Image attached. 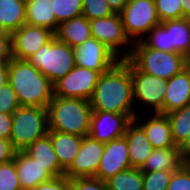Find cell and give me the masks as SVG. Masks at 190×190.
I'll list each match as a JSON object with an SVG mask.
<instances>
[{
  "label": "cell",
  "instance_id": "obj_1",
  "mask_svg": "<svg viewBox=\"0 0 190 190\" xmlns=\"http://www.w3.org/2000/svg\"><path fill=\"white\" fill-rule=\"evenodd\" d=\"M89 101L92 111L135 114L128 59L118 61L100 75Z\"/></svg>",
  "mask_w": 190,
  "mask_h": 190
},
{
  "label": "cell",
  "instance_id": "obj_2",
  "mask_svg": "<svg viewBox=\"0 0 190 190\" xmlns=\"http://www.w3.org/2000/svg\"><path fill=\"white\" fill-rule=\"evenodd\" d=\"M8 83L20 106L47 108L54 96V86L28 60L12 59L8 65Z\"/></svg>",
  "mask_w": 190,
  "mask_h": 190
},
{
  "label": "cell",
  "instance_id": "obj_3",
  "mask_svg": "<svg viewBox=\"0 0 190 190\" xmlns=\"http://www.w3.org/2000/svg\"><path fill=\"white\" fill-rule=\"evenodd\" d=\"M49 131L81 137L90 130L92 107L89 100L53 96L47 107Z\"/></svg>",
  "mask_w": 190,
  "mask_h": 190
},
{
  "label": "cell",
  "instance_id": "obj_4",
  "mask_svg": "<svg viewBox=\"0 0 190 190\" xmlns=\"http://www.w3.org/2000/svg\"><path fill=\"white\" fill-rule=\"evenodd\" d=\"M128 60L141 72L169 80L186 68V58L178 52H166L133 43Z\"/></svg>",
  "mask_w": 190,
  "mask_h": 190
},
{
  "label": "cell",
  "instance_id": "obj_5",
  "mask_svg": "<svg viewBox=\"0 0 190 190\" xmlns=\"http://www.w3.org/2000/svg\"><path fill=\"white\" fill-rule=\"evenodd\" d=\"M28 61L54 85L74 68V48L58 41L54 36Z\"/></svg>",
  "mask_w": 190,
  "mask_h": 190
},
{
  "label": "cell",
  "instance_id": "obj_6",
  "mask_svg": "<svg viewBox=\"0 0 190 190\" xmlns=\"http://www.w3.org/2000/svg\"><path fill=\"white\" fill-rule=\"evenodd\" d=\"M146 47L186 56L190 51V19L167 20L153 26L140 40Z\"/></svg>",
  "mask_w": 190,
  "mask_h": 190
},
{
  "label": "cell",
  "instance_id": "obj_7",
  "mask_svg": "<svg viewBox=\"0 0 190 190\" xmlns=\"http://www.w3.org/2000/svg\"><path fill=\"white\" fill-rule=\"evenodd\" d=\"M48 131L47 108L19 106L12 114L10 140L18 151L46 136Z\"/></svg>",
  "mask_w": 190,
  "mask_h": 190
},
{
  "label": "cell",
  "instance_id": "obj_8",
  "mask_svg": "<svg viewBox=\"0 0 190 190\" xmlns=\"http://www.w3.org/2000/svg\"><path fill=\"white\" fill-rule=\"evenodd\" d=\"M129 69L132 79L133 100L139 103H134L136 104L134 106L136 108L135 116L141 114L138 109H141L142 105L146 107L145 113H148V109L151 108L152 110L149 112L163 114L167 80L139 71L130 61Z\"/></svg>",
  "mask_w": 190,
  "mask_h": 190
},
{
  "label": "cell",
  "instance_id": "obj_9",
  "mask_svg": "<svg viewBox=\"0 0 190 190\" xmlns=\"http://www.w3.org/2000/svg\"><path fill=\"white\" fill-rule=\"evenodd\" d=\"M119 14L132 43L140 41L153 26L161 23L154 0H129Z\"/></svg>",
  "mask_w": 190,
  "mask_h": 190
},
{
  "label": "cell",
  "instance_id": "obj_10",
  "mask_svg": "<svg viewBox=\"0 0 190 190\" xmlns=\"http://www.w3.org/2000/svg\"><path fill=\"white\" fill-rule=\"evenodd\" d=\"M89 23L91 37H94L99 42H102L120 60L129 58L132 52L133 43L129 40L124 32L119 13H114L105 18L89 20ZM124 46L126 48H124Z\"/></svg>",
  "mask_w": 190,
  "mask_h": 190
},
{
  "label": "cell",
  "instance_id": "obj_11",
  "mask_svg": "<svg viewBox=\"0 0 190 190\" xmlns=\"http://www.w3.org/2000/svg\"><path fill=\"white\" fill-rule=\"evenodd\" d=\"M100 73L79 66L68 72L54 86V96L90 100Z\"/></svg>",
  "mask_w": 190,
  "mask_h": 190
},
{
  "label": "cell",
  "instance_id": "obj_12",
  "mask_svg": "<svg viewBox=\"0 0 190 190\" xmlns=\"http://www.w3.org/2000/svg\"><path fill=\"white\" fill-rule=\"evenodd\" d=\"M135 114H119L105 111H92L89 136L102 143L123 137Z\"/></svg>",
  "mask_w": 190,
  "mask_h": 190
},
{
  "label": "cell",
  "instance_id": "obj_13",
  "mask_svg": "<svg viewBox=\"0 0 190 190\" xmlns=\"http://www.w3.org/2000/svg\"><path fill=\"white\" fill-rule=\"evenodd\" d=\"M75 65L100 74L111 69L120 59L102 42L90 37L74 48Z\"/></svg>",
  "mask_w": 190,
  "mask_h": 190
},
{
  "label": "cell",
  "instance_id": "obj_14",
  "mask_svg": "<svg viewBox=\"0 0 190 190\" xmlns=\"http://www.w3.org/2000/svg\"><path fill=\"white\" fill-rule=\"evenodd\" d=\"M104 148L105 143L94 140L89 135L84 136L77 156L64 171V175L70 180L78 177H95Z\"/></svg>",
  "mask_w": 190,
  "mask_h": 190
},
{
  "label": "cell",
  "instance_id": "obj_15",
  "mask_svg": "<svg viewBox=\"0 0 190 190\" xmlns=\"http://www.w3.org/2000/svg\"><path fill=\"white\" fill-rule=\"evenodd\" d=\"M11 36L13 58L28 60L37 50L54 37V32L44 27L23 24Z\"/></svg>",
  "mask_w": 190,
  "mask_h": 190
},
{
  "label": "cell",
  "instance_id": "obj_16",
  "mask_svg": "<svg viewBox=\"0 0 190 190\" xmlns=\"http://www.w3.org/2000/svg\"><path fill=\"white\" fill-rule=\"evenodd\" d=\"M131 168L128 146L125 136L105 143L104 152L95 175L106 181L117 173Z\"/></svg>",
  "mask_w": 190,
  "mask_h": 190
},
{
  "label": "cell",
  "instance_id": "obj_17",
  "mask_svg": "<svg viewBox=\"0 0 190 190\" xmlns=\"http://www.w3.org/2000/svg\"><path fill=\"white\" fill-rule=\"evenodd\" d=\"M151 114V115H150ZM146 118L141 120L139 115L134 120L143 128L153 149H161L175 146L171 136V125L166 114L146 113ZM149 115V116H148ZM148 117V118H147Z\"/></svg>",
  "mask_w": 190,
  "mask_h": 190
},
{
  "label": "cell",
  "instance_id": "obj_18",
  "mask_svg": "<svg viewBox=\"0 0 190 190\" xmlns=\"http://www.w3.org/2000/svg\"><path fill=\"white\" fill-rule=\"evenodd\" d=\"M187 105H190V68L188 67L167 80L163 114H168Z\"/></svg>",
  "mask_w": 190,
  "mask_h": 190
},
{
  "label": "cell",
  "instance_id": "obj_19",
  "mask_svg": "<svg viewBox=\"0 0 190 190\" xmlns=\"http://www.w3.org/2000/svg\"><path fill=\"white\" fill-rule=\"evenodd\" d=\"M14 162L22 190H32L40 183L53 178L23 150L17 151Z\"/></svg>",
  "mask_w": 190,
  "mask_h": 190
},
{
  "label": "cell",
  "instance_id": "obj_20",
  "mask_svg": "<svg viewBox=\"0 0 190 190\" xmlns=\"http://www.w3.org/2000/svg\"><path fill=\"white\" fill-rule=\"evenodd\" d=\"M127 140L131 168H140L153 148L143 128L133 120L124 134Z\"/></svg>",
  "mask_w": 190,
  "mask_h": 190
},
{
  "label": "cell",
  "instance_id": "obj_21",
  "mask_svg": "<svg viewBox=\"0 0 190 190\" xmlns=\"http://www.w3.org/2000/svg\"><path fill=\"white\" fill-rule=\"evenodd\" d=\"M23 151L45 168L52 177L64 176V171L59 166L58 156L54 152L51 137L48 134L34 141Z\"/></svg>",
  "mask_w": 190,
  "mask_h": 190
},
{
  "label": "cell",
  "instance_id": "obj_22",
  "mask_svg": "<svg viewBox=\"0 0 190 190\" xmlns=\"http://www.w3.org/2000/svg\"><path fill=\"white\" fill-rule=\"evenodd\" d=\"M55 38L72 48L83 44L91 37L89 19L80 15L58 25Z\"/></svg>",
  "mask_w": 190,
  "mask_h": 190
},
{
  "label": "cell",
  "instance_id": "obj_23",
  "mask_svg": "<svg viewBox=\"0 0 190 190\" xmlns=\"http://www.w3.org/2000/svg\"><path fill=\"white\" fill-rule=\"evenodd\" d=\"M48 135L51 137L54 152L58 156L59 166L65 171L77 156L83 137L59 131H48Z\"/></svg>",
  "mask_w": 190,
  "mask_h": 190
},
{
  "label": "cell",
  "instance_id": "obj_24",
  "mask_svg": "<svg viewBox=\"0 0 190 190\" xmlns=\"http://www.w3.org/2000/svg\"><path fill=\"white\" fill-rule=\"evenodd\" d=\"M184 165L179 147L153 149L143 165L142 172L176 171Z\"/></svg>",
  "mask_w": 190,
  "mask_h": 190
},
{
  "label": "cell",
  "instance_id": "obj_25",
  "mask_svg": "<svg viewBox=\"0 0 190 190\" xmlns=\"http://www.w3.org/2000/svg\"><path fill=\"white\" fill-rule=\"evenodd\" d=\"M26 24L47 28L53 32L58 27L52 0H29L26 2Z\"/></svg>",
  "mask_w": 190,
  "mask_h": 190
},
{
  "label": "cell",
  "instance_id": "obj_26",
  "mask_svg": "<svg viewBox=\"0 0 190 190\" xmlns=\"http://www.w3.org/2000/svg\"><path fill=\"white\" fill-rule=\"evenodd\" d=\"M24 0H0V31L12 34L26 24Z\"/></svg>",
  "mask_w": 190,
  "mask_h": 190
},
{
  "label": "cell",
  "instance_id": "obj_27",
  "mask_svg": "<svg viewBox=\"0 0 190 190\" xmlns=\"http://www.w3.org/2000/svg\"><path fill=\"white\" fill-rule=\"evenodd\" d=\"M171 125L175 146H180L190 134V105L166 114Z\"/></svg>",
  "mask_w": 190,
  "mask_h": 190
},
{
  "label": "cell",
  "instance_id": "obj_28",
  "mask_svg": "<svg viewBox=\"0 0 190 190\" xmlns=\"http://www.w3.org/2000/svg\"><path fill=\"white\" fill-rule=\"evenodd\" d=\"M108 190H143V172L129 168L106 180Z\"/></svg>",
  "mask_w": 190,
  "mask_h": 190
},
{
  "label": "cell",
  "instance_id": "obj_29",
  "mask_svg": "<svg viewBox=\"0 0 190 190\" xmlns=\"http://www.w3.org/2000/svg\"><path fill=\"white\" fill-rule=\"evenodd\" d=\"M53 11L58 25L82 15V0H52Z\"/></svg>",
  "mask_w": 190,
  "mask_h": 190
},
{
  "label": "cell",
  "instance_id": "obj_30",
  "mask_svg": "<svg viewBox=\"0 0 190 190\" xmlns=\"http://www.w3.org/2000/svg\"><path fill=\"white\" fill-rule=\"evenodd\" d=\"M160 22L183 18L180 0H154Z\"/></svg>",
  "mask_w": 190,
  "mask_h": 190
},
{
  "label": "cell",
  "instance_id": "obj_31",
  "mask_svg": "<svg viewBox=\"0 0 190 190\" xmlns=\"http://www.w3.org/2000/svg\"><path fill=\"white\" fill-rule=\"evenodd\" d=\"M114 13L107 0H82V15L89 20L105 18Z\"/></svg>",
  "mask_w": 190,
  "mask_h": 190
},
{
  "label": "cell",
  "instance_id": "obj_32",
  "mask_svg": "<svg viewBox=\"0 0 190 190\" xmlns=\"http://www.w3.org/2000/svg\"><path fill=\"white\" fill-rule=\"evenodd\" d=\"M0 190H22L14 160L0 164Z\"/></svg>",
  "mask_w": 190,
  "mask_h": 190
},
{
  "label": "cell",
  "instance_id": "obj_33",
  "mask_svg": "<svg viewBox=\"0 0 190 190\" xmlns=\"http://www.w3.org/2000/svg\"><path fill=\"white\" fill-rule=\"evenodd\" d=\"M173 172H143V190H167Z\"/></svg>",
  "mask_w": 190,
  "mask_h": 190
},
{
  "label": "cell",
  "instance_id": "obj_34",
  "mask_svg": "<svg viewBox=\"0 0 190 190\" xmlns=\"http://www.w3.org/2000/svg\"><path fill=\"white\" fill-rule=\"evenodd\" d=\"M20 106L16 93L7 83L0 88V113L13 114Z\"/></svg>",
  "mask_w": 190,
  "mask_h": 190
},
{
  "label": "cell",
  "instance_id": "obj_35",
  "mask_svg": "<svg viewBox=\"0 0 190 190\" xmlns=\"http://www.w3.org/2000/svg\"><path fill=\"white\" fill-rule=\"evenodd\" d=\"M72 190H108L106 181L96 177H78L70 180Z\"/></svg>",
  "mask_w": 190,
  "mask_h": 190
},
{
  "label": "cell",
  "instance_id": "obj_36",
  "mask_svg": "<svg viewBox=\"0 0 190 190\" xmlns=\"http://www.w3.org/2000/svg\"><path fill=\"white\" fill-rule=\"evenodd\" d=\"M167 190H190V169L183 165L174 171Z\"/></svg>",
  "mask_w": 190,
  "mask_h": 190
},
{
  "label": "cell",
  "instance_id": "obj_37",
  "mask_svg": "<svg viewBox=\"0 0 190 190\" xmlns=\"http://www.w3.org/2000/svg\"><path fill=\"white\" fill-rule=\"evenodd\" d=\"M32 190H72L70 179L68 177H53L52 179L40 183Z\"/></svg>",
  "mask_w": 190,
  "mask_h": 190
},
{
  "label": "cell",
  "instance_id": "obj_38",
  "mask_svg": "<svg viewBox=\"0 0 190 190\" xmlns=\"http://www.w3.org/2000/svg\"><path fill=\"white\" fill-rule=\"evenodd\" d=\"M12 59V36L0 31V62H10Z\"/></svg>",
  "mask_w": 190,
  "mask_h": 190
},
{
  "label": "cell",
  "instance_id": "obj_39",
  "mask_svg": "<svg viewBox=\"0 0 190 190\" xmlns=\"http://www.w3.org/2000/svg\"><path fill=\"white\" fill-rule=\"evenodd\" d=\"M17 151L10 139L0 138V164L14 160Z\"/></svg>",
  "mask_w": 190,
  "mask_h": 190
},
{
  "label": "cell",
  "instance_id": "obj_40",
  "mask_svg": "<svg viewBox=\"0 0 190 190\" xmlns=\"http://www.w3.org/2000/svg\"><path fill=\"white\" fill-rule=\"evenodd\" d=\"M12 132V114L0 113V138L10 139Z\"/></svg>",
  "mask_w": 190,
  "mask_h": 190
},
{
  "label": "cell",
  "instance_id": "obj_41",
  "mask_svg": "<svg viewBox=\"0 0 190 190\" xmlns=\"http://www.w3.org/2000/svg\"><path fill=\"white\" fill-rule=\"evenodd\" d=\"M179 150L183 161H185L190 156V134L179 146Z\"/></svg>",
  "mask_w": 190,
  "mask_h": 190
},
{
  "label": "cell",
  "instance_id": "obj_42",
  "mask_svg": "<svg viewBox=\"0 0 190 190\" xmlns=\"http://www.w3.org/2000/svg\"><path fill=\"white\" fill-rule=\"evenodd\" d=\"M9 62H0V88L8 83Z\"/></svg>",
  "mask_w": 190,
  "mask_h": 190
},
{
  "label": "cell",
  "instance_id": "obj_43",
  "mask_svg": "<svg viewBox=\"0 0 190 190\" xmlns=\"http://www.w3.org/2000/svg\"><path fill=\"white\" fill-rule=\"evenodd\" d=\"M129 0H107L109 6L115 13H120Z\"/></svg>",
  "mask_w": 190,
  "mask_h": 190
},
{
  "label": "cell",
  "instance_id": "obj_44",
  "mask_svg": "<svg viewBox=\"0 0 190 190\" xmlns=\"http://www.w3.org/2000/svg\"><path fill=\"white\" fill-rule=\"evenodd\" d=\"M182 6L183 17L190 19V0H180Z\"/></svg>",
  "mask_w": 190,
  "mask_h": 190
},
{
  "label": "cell",
  "instance_id": "obj_45",
  "mask_svg": "<svg viewBox=\"0 0 190 190\" xmlns=\"http://www.w3.org/2000/svg\"><path fill=\"white\" fill-rule=\"evenodd\" d=\"M186 58V67L190 68V51L189 53L185 56Z\"/></svg>",
  "mask_w": 190,
  "mask_h": 190
},
{
  "label": "cell",
  "instance_id": "obj_46",
  "mask_svg": "<svg viewBox=\"0 0 190 190\" xmlns=\"http://www.w3.org/2000/svg\"><path fill=\"white\" fill-rule=\"evenodd\" d=\"M184 165L190 169V156L184 161Z\"/></svg>",
  "mask_w": 190,
  "mask_h": 190
}]
</instances>
